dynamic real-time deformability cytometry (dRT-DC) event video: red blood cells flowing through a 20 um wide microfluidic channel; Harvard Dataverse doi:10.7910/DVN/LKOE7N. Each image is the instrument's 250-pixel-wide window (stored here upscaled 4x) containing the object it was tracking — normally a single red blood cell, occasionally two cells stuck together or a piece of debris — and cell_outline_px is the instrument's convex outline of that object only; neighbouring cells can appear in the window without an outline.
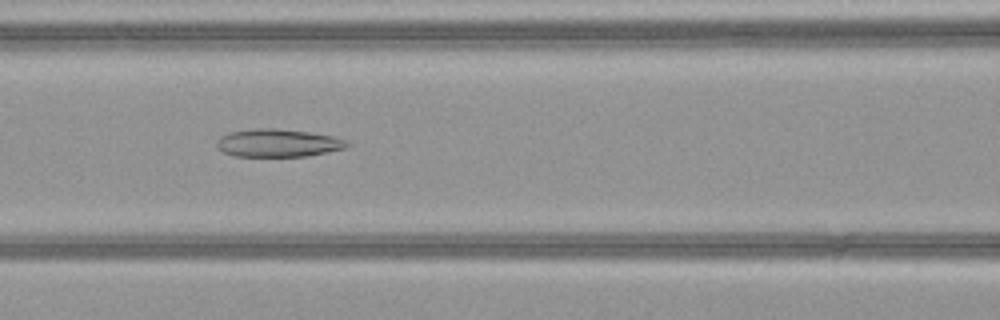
{"species": "common noctule bat (a hibernating species)", "species_latin": "Nyctalus noctula", "temperature_condition": "warm", "stored_images_in_passage": 44, "camera_frame_rate_fps": 3000, "um_per_image_px": 0.085, "animal": {"sex": "female", "body_mass_g": 21.9}, "frame": {"image": 1, "passage_image": 16, "time_ms": 5.0, "image_size_px": [1000, 320], "cell_outline_px": [[352, 144], [344, 148], [328, 152], [308, 156], [236, 156], [224, 152], [216, 144], [216, 140], [220, 136], [232, 132], [256, 128], [276, 128], [308, 132], [332, 136], [344, 140]], "centroid_in_image_um": [23.64, 12.15], "position_along_channel_um": 143.0, "area_um2": 20.98}}
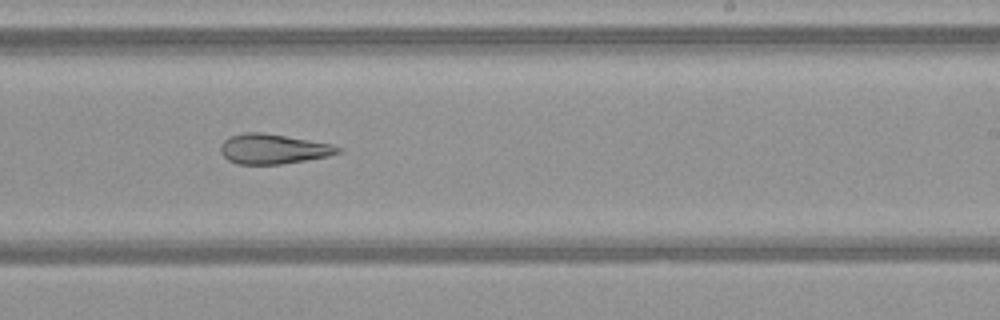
{"frame": {"image": 2, "passage_image": 25, "time_ms": 8.0, "image_size_px": [1000, 320], "cell_outline_px": [[344, 152], [328, 156], [308, 160], [280, 164], [236, 164], [228, 160], [220, 152], [220, 144], [228, 136], [244, 132], [260, 132], [332, 144], [344, 148]], "centroid_in_image_um": [23.23, 12.66], "position_along_channel_um": 265.8, "area_um2": 20.63}}
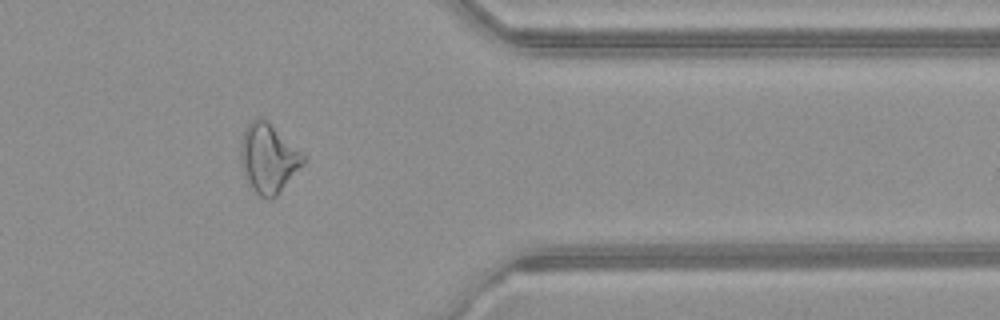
{"frame": {"image": 3, "passage_image": 35, "time_ms": 11.333, "image_size_px": [1000, 320], "cell_outline_px": [[308, 160], [276, 196], [272, 200], [268, 200], [260, 196], [252, 188], [240, 164], [240, 140], [244, 128], [256, 116], [260, 116], [300, 152]], "centroid_in_image_um": [22.78, 13.48], "position_along_channel_um": 388.6, "area_um2": 24.91}, "authors_computed_cell_mechanics": {"area_um2": 24.1315, "velocity_mm_per_s": 4.0955, "shape_relaxation_time_tau1_ms": null, "shape_relaxation_time_tau2_ms": 5.4207, "deformation_change_tau1": null, "deformation_change_tau2": 0.1746}}